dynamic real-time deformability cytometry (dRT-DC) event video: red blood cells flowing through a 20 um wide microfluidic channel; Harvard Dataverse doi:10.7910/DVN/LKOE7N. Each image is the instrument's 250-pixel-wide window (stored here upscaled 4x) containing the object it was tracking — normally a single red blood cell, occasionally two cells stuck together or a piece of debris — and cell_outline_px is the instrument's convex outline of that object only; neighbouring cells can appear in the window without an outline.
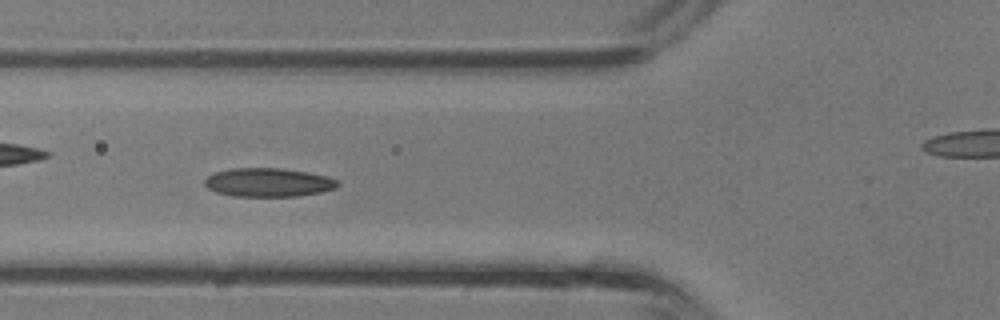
{"species": "common noctule bat (a hibernating species)", "species_latin": "Nyctalus noctula", "temperature_condition": "room temperature", "stored_images_in_passage": 29, "camera_frame_rate_fps": 3000, "um_per_image_px": 0.085, "animal": {"sex": "male", "body_mass_g": 13.3}, "frame": {"image": 1, "passage_image": 4, "time_ms": 1.0, "image_size_px": [1000, 320], "cell_outline_px": [[340, 184], [336, 188], [320, 192], [296, 196], [232, 196], [216, 192], [208, 188], [204, 184], [204, 180], [208, 176], [216, 172], [232, 168], [280, 168], [308, 172], [328, 176], [336, 180]], "centroid_in_image_um": [22.81, 15.5], "position_along_channel_um": 103.0, "area_um2": 22.2}}
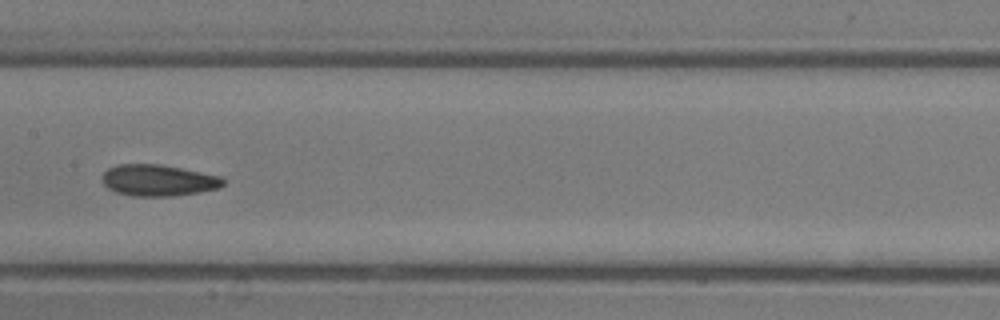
{"frame": {"image": 2, "passage_image": 9, "time_ms": 2.667, "image_size_px": [1000, 320], "cell_outline_px": [[224, 184], [220, 188], [172, 196], [132, 196], [116, 192], [108, 188], [104, 184], [100, 176], [108, 168], [120, 164], [160, 164], [220, 176], [224, 180]], "centroid_in_image_um": [13.41, 15.32], "position_along_channel_um": 194.0, "area_um2": 22.02}}
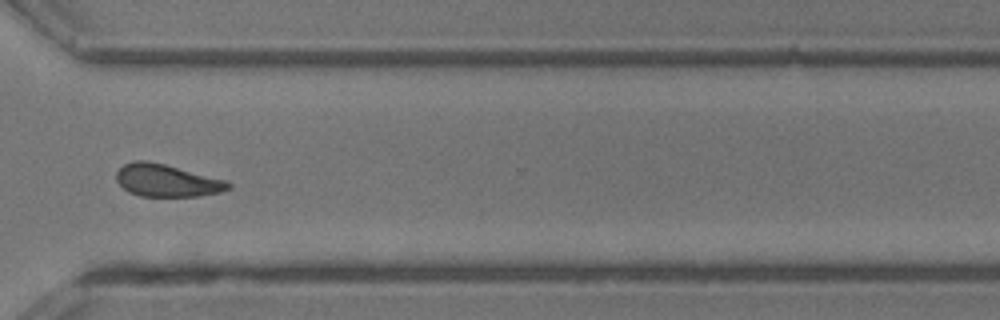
{"frame": {"image": 3, "passage_image": 18, "time_ms": 5.667, "image_size_px": [1000, 320], "cell_outline_px": [[232, 188], [220, 192], [200, 196], [140, 196], [128, 192], [116, 180], [116, 172], [124, 164], [136, 160], [148, 160], [228, 180], [232, 184]], "centroid_in_image_um": [14.21, 15.34], "position_along_channel_um": 356.4, "area_um2": 21.27}}